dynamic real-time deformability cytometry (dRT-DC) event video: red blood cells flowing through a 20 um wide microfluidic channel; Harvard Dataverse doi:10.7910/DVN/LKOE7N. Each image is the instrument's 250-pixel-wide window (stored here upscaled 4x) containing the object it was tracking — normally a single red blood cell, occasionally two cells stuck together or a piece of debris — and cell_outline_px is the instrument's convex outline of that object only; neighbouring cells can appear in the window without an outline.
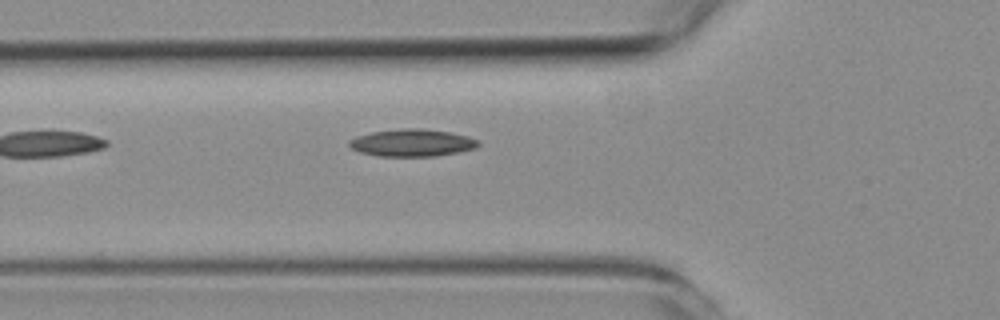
{"species": "common noctule bat (a hibernating species)", "species_latin": "Nyctalus noctula", "temperature_condition": "room temperature", "stored_images_in_passage": 9, "camera_frame_rate_fps": 3000, "um_per_image_px": 0.085, "animal": {"sex": "female", "body_mass_g": 19.3, "forearm_length_mm": 54.1}, "frame": {"image": 1, "passage_image": 2, "time_ms": 0.333, "image_size_px": [1000, 320], "cell_outline_px": [[480, 144], [476, 148], [436, 156], [380, 156], [360, 152], [352, 148], [348, 144], [348, 140], [356, 136], [372, 132], [400, 128], [424, 128], [448, 132], [468, 136], [480, 140]], "centroid_in_image_um": [35.03, 12.13], "position_along_channel_um": 90.8, "area_um2": 20.58}}
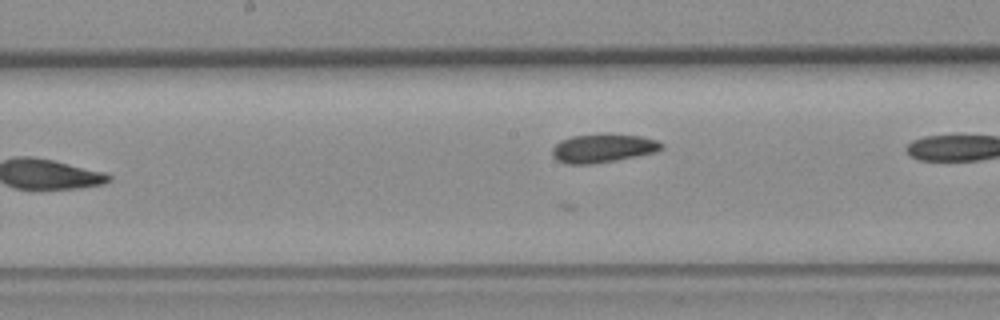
{"frame": {"image": 2, "passage_image": 8, "time_ms": 2.333, "image_size_px": [1000, 320], "cell_outline_px": [[664, 148], [656, 152], [616, 160], [592, 164], [564, 164], [556, 160], [552, 156], [552, 148], [560, 140], [572, 136], [604, 132], [608, 132], [640, 136], [656, 140], [664, 144]], "centroid_in_image_um": [51.24, 12.58], "position_along_channel_um": 197.0, "area_um2": 18.73}}